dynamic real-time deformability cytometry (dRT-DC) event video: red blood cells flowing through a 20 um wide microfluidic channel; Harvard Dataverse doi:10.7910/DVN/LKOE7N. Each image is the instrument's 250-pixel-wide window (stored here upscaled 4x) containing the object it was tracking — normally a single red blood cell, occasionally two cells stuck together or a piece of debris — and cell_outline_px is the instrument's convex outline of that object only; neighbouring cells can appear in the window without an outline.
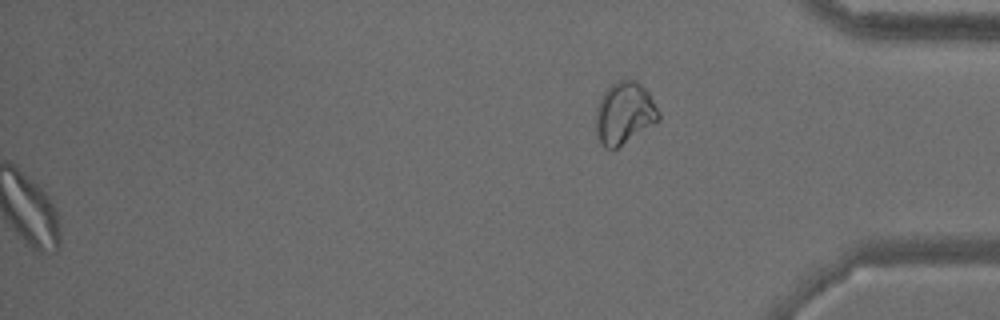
{"species": "common noctule bat (a hibernating species)", "species_latin": "Nyctalus noctula", "temperature_condition": "warm", "stored_images_in_passage": 42, "segment_of_instrument_passage": [2, 2], "camera_frame_rate_fps": 3000, "um_per_image_px": 0.085, "animal": {"sex": "male", "body_mass_g": 15.6}, "frame": {"image": 1, "passage_image": 42, "time_ms": 13.667, "image_size_px": [1000, 320], "cell_outline_px": [[660, 120], [616, 148], [604, 148], [596, 132], [596, 108], [604, 92], [616, 80], [636, 80], [648, 92], [660, 112]], "centroid_in_image_um": [53.08, 9.61], "position_along_channel_um": 382.1, "area_um2": 22.43}}